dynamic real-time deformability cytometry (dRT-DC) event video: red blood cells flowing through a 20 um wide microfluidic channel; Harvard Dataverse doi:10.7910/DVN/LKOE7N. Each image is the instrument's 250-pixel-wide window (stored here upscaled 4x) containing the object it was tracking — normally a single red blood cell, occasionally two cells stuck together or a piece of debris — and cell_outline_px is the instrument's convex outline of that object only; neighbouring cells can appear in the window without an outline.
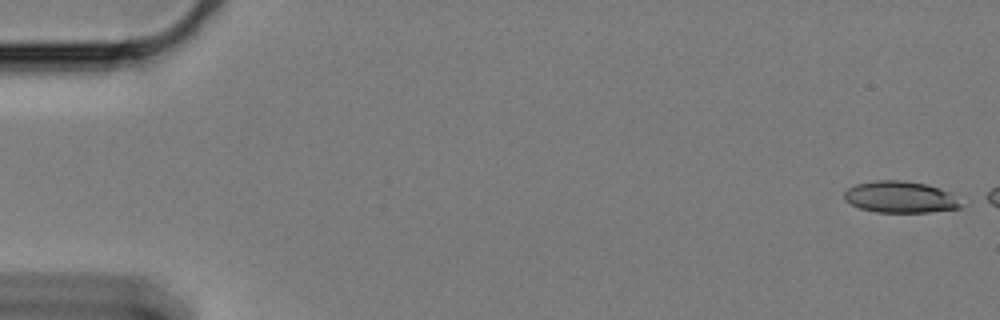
{"species": "Egyptian fruit bat (a non-hibernating species)", "species_latin": "Rousettus aegyptiacus", "temperature_condition": "cold", "stored_images_in_passage": 7, "camera_frame_rate_fps": 3000, "um_per_image_px": 0.085, "animal": {"sex": "female"}, "frame": {"image": 1, "passage_image": 1, "time_ms": 0.0, "image_size_px": [1000, 320], "cell_outline_px": [[960, 208], [928, 212], [876, 212], [860, 208], [844, 200], [844, 192], [848, 188], [856, 184], [876, 180], [900, 180], [928, 184], [948, 192], [960, 204]], "centroid_in_image_um": [76.46, 16.74], "position_along_channel_um": 8.5, "area_um2": 21.15}}